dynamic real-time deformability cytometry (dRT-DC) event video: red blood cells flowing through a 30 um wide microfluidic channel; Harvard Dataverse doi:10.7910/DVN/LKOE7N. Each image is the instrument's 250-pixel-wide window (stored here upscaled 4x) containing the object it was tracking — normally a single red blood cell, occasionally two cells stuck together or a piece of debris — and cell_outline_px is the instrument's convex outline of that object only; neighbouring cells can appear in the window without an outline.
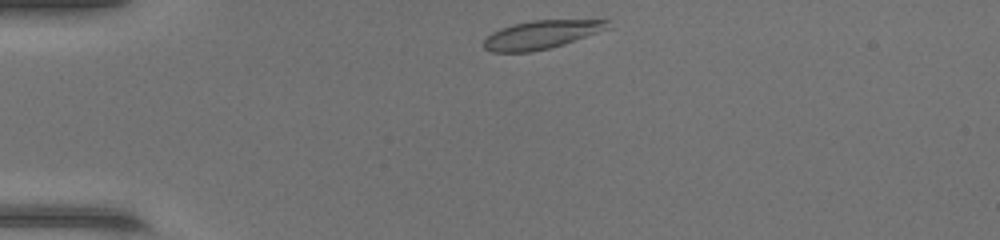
{"species": "common noctule bat (a hibernating species)", "species_latin": "Nyctalus noctula", "temperature_condition": "warm", "stored_images_in_passage": 38, "camera_frame_rate_fps": 3000, "um_per_image_px": 0.085, "animal": {"sex": "female", "body_mass_g": 17.0, "forearm_length_mm": 48.0}, "frame": {"image": 1, "passage_image": 1, "time_ms": 0.0, "image_size_px": [1000, 240], "cell_outline_px": [[612, 28], [564, 44], [532, 52], [492, 52], [484, 48], [484, 40], [492, 32], [512, 24], [532, 20], [608, 20]], "centroid_in_image_um": [46.04, 2.94], "position_along_channel_um": 39.0, "area_um2": 20.52}}
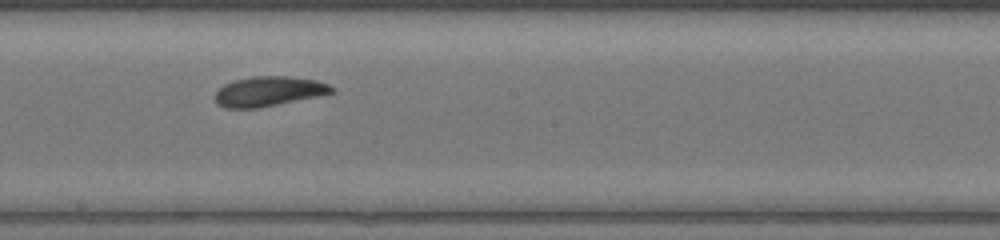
{"frame": {"image": 2, "passage_image": 17, "time_ms": 5.333, "image_size_px": [1000, 240], "cell_outline_px": [[336, 92], [256, 108], [224, 108], [216, 104], [216, 92], [224, 84], [236, 80], [252, 76], [288, 76], [316, 80], [328, 84], [336, 88]], "centroid_in_image_um": [22.84, 7.76], "position_along_channel_um": 225.4, "area_um2": 20.06}}
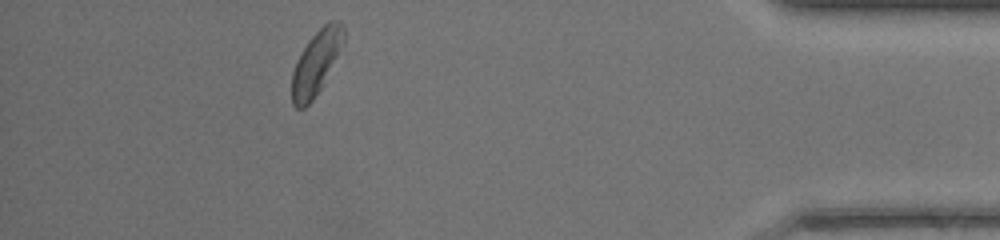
{"frame": {"image": 3, "passage_image": 33, "time_ms": 10.667, "image_size_px": [1000, 240], "cell_outline_px": [[344, 40], [320, 88], [312, 100], [304, 108], [296, 108], [292, 104], [292, 72], [308, 40], [328, 20], [340, 20], [344, 24]], "centroid_in_image_um": [26.87, 5.29], "position_along_channel_um": 408.3, "area_um2": 18.67}, "authors_computed_cell_mechanics": {"area_um2": 20.1722, "velocity_mm_per_s": 4.3354, "shape_relaxation_time_tau1_ms": 2.6862, "shape_relaxation_time_tau2_ms": 1.9798, "deformation_change_tau1": 0.1403, "deformation_change_tau2": 0.0752}}